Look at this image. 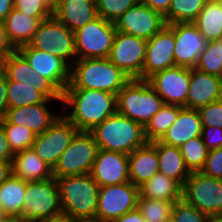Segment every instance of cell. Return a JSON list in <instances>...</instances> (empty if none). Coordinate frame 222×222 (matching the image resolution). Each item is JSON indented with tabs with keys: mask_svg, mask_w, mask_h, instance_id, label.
Returning <instances> with one entry per match:
<instances>
[{
	"mask_svg": "<svg viewBox=\"0 0 222 222\" xmlns=\"http://www.w3.org/2000/svg\"><path fill=\"white\" fill-rule=\"evenodd\" d=\"M7 105L9 108L60 100L62 93L46 78L36 73L18 51L6 60Z\"/></svg>",
	"mask_w": 222,
	"mask_h": 222,
	"instance_id": "6da1fadb",
	"label": "cell"
},
{
	"mask_svg": "<svg viewBox=\"0 0 222 222\" xmlns=\"http://www.w3.org/2000/svg\"><path fill=\"white\" fill-rule=\"evenodd\" d=\"M64 116L79 130L91 131L117 112V95L101 90L65 89L62 94Z\"/></svg>",
	"mask_w": 222,
	"mask_h": 222,
	"instance_id": "7a4b0ae2",
	"label": "cell"
},
{
	"mask_svg": "<svg viewBox=\"0 0 222 222\" xmlns=\"http://www.w3.org/2000/svg\"><path fill=\"white\" fill-rule=\"evenodd\" d=\"M129 80L108 57L80 59L71 65L70 82L66 89L101 90L117 95Z\"/></svg>",
	"mask_w": 222,
	"mask_h": 222,
	"instance_id": "3957f363",
	"label": "cell"
},
{
	"mask_svg": "<svg viewBox=\"0 0 222 222\" xmlns=\"http://www.w3.org/2000/svg\"><path fill=\"white\" fill-rule=\"evenodd\" d=\"M62 213L76 221L95 219L99 185L91 174L56 178Z\"/></svg>",
	"mask_w": 222,
	"mask_h": 222,
	"instance_id": "277c9868",
	"label": "cell"
},
{
	"mask_svg": "<svg viewBox=\"0 0 222 222\" xmlns=\"http://www.w3.org/2000/svg\"><path fill=\"white\" fill-rule=\"evenodd\" d=\"M89 132L100 149L126 155L147 143L144 127L118 112Z\"/></svg>",
	"mask_w": 222,
	"mask_h": 222,
	"instance_id": "5b68a950",
	"label": "cell"
},
{
	"mask_svg": "<svg viewBox=\"0 0 222 222\" xmlns=\"http://www.w3.org/2000/svg\"><path fill=\"white\" fill-rule=\"evenodd\" d=\"M163 105V99L148 80L130 79L117 93V112L143 127Z\"/></svg>",
	"mask_w": 222,
	"mask_h": 222,
	"instance_id": "8992f818",
	"label": "cell"
},
{
	"mask_svg": "<svg viewBox=\"0 0 222 222\" xmlns=\"http://www.w3.org/2000/svg\"><path fill=\"white\" fill-rule=\"evenodd\" d=\"M99 147L93 135L79 131L52 169L53 177L90 174Z\"/></svg>",
	"mask_w": 222,
	"mask_h": 222,
	"instance_id": "52a82bcc",
	"label": "cell"
},
{
	"mask_svg": "<svg viewBox=\"0 0 222 222\" xmlns=\"http://www.w3.org/2000/svg\"><path fill=\"white\" fill-rule=\"evenodd\" d=\"M182 199L209 217H222V179L191 172L182 186Z\"/></svg>",
	"mask_w": 222,
	"mask_h": 222,
	"instance_id": "ba28073f",
	"label": "cell"
},
{
	"mask_svg": "<svg viewBox=\"0 0 222 222\" xmlns=\"http://www.w3.org/2000/svg\"><path fill=\"white\" fill-rule=\"evenodd\" d=\"M22 217L38 221L62 214L56 178L26 182Z\"/></svg>",
	"mask_w": 222,
	"mask_h": 222,
	"instance_id": "9c48e42d",
	"label": "cell"
},
{
	"mask_svg": "<svg viewBox=\"0 0 222 222\" xmlns=\"http://www.w3.org/2000/svg\"><path fill=\"white\" fill-rule=\"evenodd\" d=\"M116 32L114 22L99 16L75 31L77 60L109 57Z\"/></svg>",
	"mask_w": 222,
	"mask_h": 222,
	"instance_id": "30bf717a",
	"label": "cell"
},
{
	"mask_svg": "<svg viewBox=\"0 0 222 222\" xmlns=\"http://www.w3.org/2000/svg\"><path fill=\"white\" fill-rule=\"evenodd\" d=\"M28 45L34 49L60 57L70 66L73 64L72 62L77 60L74 32L60 23L54 16L44 19L39 24ZM72 58L74 61H72Z\"/></svg>",
	"mask_w": 222,
	"mask_h": 222,
	"instance_id": "8fae6325",
	"label": "cell"
},
{
	"mask_svg": "<svg viewBox=\"0 0 222 222\" xmlns=\"http://www.w3.org/2000/svg\"><path fill=\"white\" fill-rule=\"evenodd\" d=\"M139 187L132 182L99 187L95 219L114 222L137 209Z\"/></svg>",
	"mask_w": 222,
	"mask_h": 222,
	"instance_id": "7c38bea8",
	"label": "cell"
},
{
	"mask_svg": "<svg viewBox=\"0 0 222 222\" xmlns=\"http://www.w3.org/2000/svg\"><path fill=\"white\" fill-rule=\"evenodd\" d=\"M79 130L62 114L43 133L36 135L32 149L52 169Z\"/></svg>",
	"mask_w": 222,
	"mask_h": 222,
	"instance_id": "4fadbf2b",
	"label": "cell"
},
{
	"mask_svg": "<svg viewBox=\"0 0 222 222\" xmlns=\"http://www.w3.org/2000/svg\"><path fill=\"white\" fill-rule=\"evenodd\" d=\"M147 40L117 31L109 60L130 79H142Z\"/></svg>",
	"mask_w": 222,
	"mask_h": 222,
	"instance_id": "5bb4252c",
	"label": "cell"
},
{
	"mask_svg": "<svg viewBox=\"0 0 222 222\" xmlns=\"http://www.w3.org/2000/svg\"><path fill=\"white\" fill-rule=\"evenodd\" d=\"M191 68L173 66L155 73L148 81L164 104L186 108Z\"/></svg>",
	"mask_w": 222,
	"mask_h": 222,
	"instance_id": "9a60e30c",
	"label": "cell"
},
{
	"mask_svg": "<svg viewBox=\"0 0 222 222\" xmlns=\"http://www.w3.org/2000/svg\"><path fill=\"white\" fill-rule=\"evenodd\" d=\"M117 31L143 38L151 39L166 26L163 16L148 7L137 3L122 14L115 22Z\"/></svg>",
	"mask_w": 222,
	"mask_h": 222,
	"instance_id": "2e32d148",
	"label": "cell"
},
{
	"mask_svg": "<svg viewBox=\"0 0 222 222\" xmlns=\"http://www.w3.org/2000/svg\"><path fill=\"white\" fill-rule=\"evenodd\" d=\"M30 67L48 79L62 94L70 82L71 66L62 58L30 47L28 44L17 49Z\"/></svg>",
	"mask_w": 222,
	"mask_h": 222,
	"instance_id": "e0dca14e",
	"label": "cell"
},
{
	"mask_svg": "<svg viewBox=\"0 0 222 222\" xmlns=\"http://www.w3.org/2000/svg\"><path fill=\"white\" fill-rule=\"evenodd\" d=\"M174 31L166 25L147 40L142 80H148L155 73L176 66L174 60Z\"/></svg>",
	"mask_w": 222,
	"mask_h": 222,
	"instance_id": "ac0fdd59",
	"label": "cell"
},
{
	"mask_svg": "<svg viewBox=\"0 0 222 222\" xmlns=\"http://www.w3.org/2000/svg\"><path fill=\"white\" fill-rule=\"evenodd\" d=\"M175 36L174 60L176 66L195 68L199 56L208 45V41L192 23H172L168 25Z\"/></svg>",
	"mask_w": 222,
	"mask_h": 222,
	"instance_id": "d6986e66",
	"label": "cell"
},
{
	"mask_svg": "<svg viewBox=\"0 0 222 222\" xmlns=\"http://www.w3.org/2000/svg\"><path fill=\"white\" fill-rule=\"evenodd\" d=\"M90 174L100 187L129 182L128 155L99 148Z\"/></svg>",
	"mask_w": 222,
	"mask_h": 222,
	"instance_id": "ffe728a7",
	"label": "cell"
},
{
	"mask_svg": "<svg viewBox=\"0 0 222 222\" xmlns=\"http://www.w3.org/2000/svg\"><path fill=\"white\" fill-rule=\"evenodd\" d=\"M222 99V78L191 68L186 108L198 110Z\"/></svg>",
	"mask_w": 222,
	"mask_h": 222,
	"instance_id": "44dd1931",
	"label": "cell"
},
{
	"mask_svg": "<svg viewBox=\"0 0 222 222\" xmlns=\"http://www.w3.org/2000/svg\"><path fill=\"white\" fill-rule=\"evenodd\" d=\"M53 16L72 32L98 17L95 0H53Z\"/></svg>",
	"mask_w": 222,
	"mask_h": 222,
	"instance_id": "7402d4cb",
	"label": "cell"
},
{
	"mask_svg": "<svg viewBox=\"0 0 222 222\" xmlns=\"http://www.w3.org/2000/svg\"><path fill=\"white\" fill-rule=\"evenodd\" d=\"M48 102L31 104L24 107L9 108L1 123H12L24 126L36 135L47 130L60 116L47 107Z\"/></svg>",
	"mask_w": 222,
	"mask_h": 222,
	"instance_id": "603a6c76",
	"label": "cell"
},
{
	"mask_svg": "<svg viewBox=\"0 0 222 222\" xmlns=\"http://www.w3.org/2000/svg\"><path fill=\"white\" fill-rule=\"evenodd\" d=\"M199 136H202V124L198 110L183 108L177 120L159 141L169 146L180 147Z\"/></svg>",
	"mask_w": 222,
	"mask_h": 222,
	"instance_id": "cb8c5ba5",
	"label": "cell"
},
{
	"mask_svg": "<svg viewBox=\"0 0 222 222\" xmlns=\"http://www.w3.org/2000/svg\"><path fill=\"white\" fill-rule=\"evenodd\" d=\"M129 179L135 186H140L159 172L156 147L147 142L128 155Z\"/></svg>",
	"mask_w": 222,
	"mask_h": 222,
	"instance_id": "d4e9b609",
	"label": "cell"
},
{
	"mask_svg": "<svg viewBox=\"0 0 222 222\" xmlns=\"http://www.w3.org/2000/svg\"><path fill=\"white\" fill-rule=\"evenodd\" d=\"M47 18L49 17H31L13 8L3 20L7 38L12 46L17 50L19 47L27 45L39 24Z\"/></svg>",
	"mask_w": 222,
	"mask_h": 222,
	"instance_id": "484cf974",
	"label": "cell"
},
{
	"mask_svg": "<svg viewBox=\"0 0 222 222\" xmlns=\"http://www.w3.org/2000/svg\"><path fill=\"white\" fill-rule=\"evenodd\" d=\"M13 175L29 181H42L53 177L52 168L32 149L15 153L12 160Z\"/></svg>",
	"mask_w": 222,
	"mask_h": 222,
	"instance_id": "4316f807",
	"label": "cell"
},
{
	"mask_svg": "<svg viewBox=\"0 0 222 222\" xmlns=\"http://www.w3.org/2000/svg\"><path fill=\"white\" fill-rule=\"evenodd\" d=\"M157 149L159 173L177 181L181 186L190 176L179 147L166 145L159 140L151 142Z\"/></svg>",
	"mask_w": 222,
	"mask_h": 222,
	"instance_id": "83f0119b",
	"label": "cell"
},
{
	"mask_svg": "<svg viewBox=\"0 0 222 222\" xmlns=\"http://www.w3.org/2000/svg\"><path fill=\"white\" fill-rule=\"evenodd\" d=\"M139 196L176 202L182 199V186L162 173H156L139 186Z\"/></svg>",
	"mask_w": 222,
	"mask_h": 222,
	"instance_id": "f1b7e54d",
	"label": "cell"
},
{
	"mask_svg": "<svg viewBox=\"0 0 222 222\" xmlns=\"http://www.w3.org/2000/svg\"><path fill=\"white\" fill-rule=\"evenodd\" d=\"M192 23L206 41L220 40L222 38V3L207 1Z\"/></svg>",
	"mask_w": 222,
	"mask_h": 222,
	"instance_id": "f546056e",
	"label": "cell"
},
{
	"mask_svg": "<svg viewBox=\"0 0 222 222\" xmlns=\"http://www.w3.org/2000/svg\"><path fill=\"white\" fill-rule=\"evenodd\" d=\"M26 181L13 174L0 184V203L9 217H22Z\"/></svg>",
	"mask_w": 222,
	"mask_h": 222,
	"instance_id": "4dcf8cb0",
	"label": "cell"
},
{
	"mask_svg": "<svg viewBox=\"0 0 222 222\" xmlns=\"http://www.w3.org/2000/svg\"><path fill=\"white\" fill-rule=\"evenodd\" d=\"M183 108L177 105L164 104L144 127L146 141L153 142L160 140L168 128L177 120L179 112Z\"/></svg>",
	"mask_w": 222,
	"mask_h": 222,
	"instance_id": "1f68e13d",
	"label": "cell"
},
{
	"mask_svg": "<svg viewBox=\"0 0 222 222\" xmlns=\"http://www.w3.org/2000/svg\"><path fill=\"white\" fill-rule=\"evenodd\" d=\"M206 2L207 0H171L168 12L163 16L165 24L193 22Z\"/></svg>",
	"mask_w": 222,
	"mask_h": 222,
	"instance_id": "d6a6232c",
	"label": "cell"
},
{
	"mask_svg": "<svg viewBox=\"0 0 222 222\" xmlns=\"http://www.w3.org/2000/svg\"><path fill=\"white\" fill-rule=\"evenodd\" d=\"M175 202L138 197V210L146 222H167L171 220Z\"/></svg>",
	"mask_w": 222,
	"mask_h": 222,
	"instance_id": "836d02e7",
	"label": "cell"
},
{
	"mask_svg": "<svg viewBox=\"0 0 222 222\" xmlns=\"http://www.w3.org/2000/svg\"><path fill=\"white\" fill-rule=\"evenodd\" d=\"M179 149L190 172H198L204 168L209 149L202 136L188 140Z\"/></svg>",
	"mask_w": 222,
	"mask_h": 222,
	"instance_id": "e575fe53",
	"label": "cell"
},
{
	"mask_svg": "<svg viewBox=\"0 0 222 222\" xmlns=\"http://www.w3.org/2000/svg\"><path fill=\"white\" fill-rule=\"evenodd\" d=\"M195 68L222 78V45L219 41L208 42L207 48L199 56Z\"/></svg>",
	"mask_w": 222,
	"mask_h": 222,
	"instance_id": "d590c367",
	"label": "cell"
},
{
	"mask_svg": "<svg viewBox=\"0 0 222 222\" xmlns=\"http://www.w3.org/2000/svg\"><path fill=\"white\" fill-rule=\"evenodd\" d=\"M12 152L18 153L32 147L36 134L30 129L12 123H2Z\"/></svg>",
	"mask_w": 222,
	"mask_h": 222,
	"instance_id": "8d00e7d4",
	"label": "cell"
},
{
	"mask_svg": "<svg viewBox=\"0 0 222 222\" xmlns=\"http://www.w3.org/2000/svg\"><path fill=\"white\" fill-rule=\"evenodd\" d=\"M97 15L104 20L115 22L129 8L135 6L138 0H95Z\"/></svg>",
	"mask_w": 222,
	"mask_h": 222,
	"instance_id": "74e56055",
	"label": "cell"
},
{
	"mask_svg": "<svg viewBox=\"0 0 222 222\" xmlns=\"http://www.w3.org/2000/svg\"><path fill=\"white\" fill-rule=\"evenodd\" d=\"M14 9L31 17H51L53 0H14Z\"/></svg>",
	"mask_w": 222,
	"mask_h": 222,
	"instance_id": "f35d334b",
	"label": "cell"
},
{
	"mask_svg": "<svg viewBox=\"0 0 222 222\" xmlns=\"http://www.w3.org/2000/svg\"><path fill=\"white\" fill-rule=\"evenodd\" d=\"M209 218L206 214L197 208L186 203L183 199L175 202L173 207L171 221L172 222H206Z\"/></svg>",
	"mask_w": 222,
	"mask_h": 222,
	"instance_id": "ab89813d",
	"label": "cell"
},
{
	"mask_svg": "<svg viewBox=\"0 0 222 222\" xmlns=\"http://www.w3.org/2000/svg\"><path fill=\"white\" fill-rule=\"evenodd\" d=\"M202 127H220L222 129V99L198 109Z\"/></svg>",
	"mask_w": 222,
	"mask_h": 222,
	"instance_id": "60d3db41",
	"label": "cell"
},
{
	"mask_svg": "<svg viewBox=\"0 0 222 222\" xmlns=\"http://www.w3.org/2000/svg\"><path fill=\"white\" fill-rule=\"evenodd\" d=\"M202 173L222 179V147L210 149Z\"/></svg>",
	"mask_w": 222,
	"mask_h": 222,
	"instance_id": "b9f144b4",
	"label": "cell"
},
{
	"mask_svg": "<svg viewBox=\"0 0 222 222\" xmlns=\"http://www.w3.org/2000/svg\"><path fill=\"white\" fill-rule=\"evenodd\" d=\"M202 139L207 148L222 147V129L220 127H202Z\"/></svg>",
	"mask_w": 222,
	"mask_h": 222,
	"instance_id": "7bdbcfd3",
	"label": "cell"
},
{
	"mask_svg": "<svg viewBox=\"0 0 222 222\" xmlns=\"http://www.w3.org/2000/svg\"><path fill=\"white\" fill-rule=\"evenodd\" d=\"M14 153L12 152L9 142L6 138L4 127L0 122V160L12 161Z\"/></svg>",
	"mask_w": 222,
	"mask_h": 222,
	"instance_id": "ee69618b",
	"label": "cell"
},
{
	"mask_svg": "<svg viewBox=\"0 0 222 222\" xmlns=\"http://www.w3.org/2000/svg\"><path fill=\"white\" fill-rule=\"evenodd\" d=\"M138 3L147 5L154 11L164 16L168 12L171 0H138Z\"/></svg>",
	"mask_w": 222,
	"mask_h": 222,
	"instance_id": "f6af8a7d",
	"label": "cell"
},
{
	"mask_svg": "<svg viewBox=\"0 0 222 222\" xmlns=\"http://www.w3.org/2000/svg\"><path fill=\"white\" fill-rule=\"evenodd\" d=\"M15 50L7 38L4 22L0 20V56H8Z\"/></svg>",
	"mask_w": 222,
	"mask_h": 222,
	"instance_id": "bcb514c9",
	"label": "cell"
},
{
	"mask_svg": "<svg viewBox=\"0 0 222 222\" xmlns=\"http://www.w3.org/2000/svg\"><path fill=\"white\" fill-rule=\"evenodd\" d=\"M8 110L6 76L0 79V122L5 118Z\"/></svg>",
	"mask_w": 222,
	"mask_h": 222,
	"instance_id": "7dc6e473",
	"label": "cell"
},
{
	"mask_svg": "<svg viewBox=\"0 0 222 222\" xmlns=\"http://www.w3.org/2000/svg\"><path fill=\"white\" fill-rule=\"evenodd\" d=\"M114 222H146L143 218L142 213L138 210H133L124 214L123 216L116 219Z\"/></svg>",
	"mask_w": 222,
	"mask_h": 222,
	"instance_id": "c3c4849f",
	"label": "cell"
},
{
	"mask_svg": "<svg viewBox=\"0 0 222 222\" xmlns=\"http://www.w3.org/2000/svg\"><path fill=\"white\" fill-rule=\"evenodd\" d=\"M13 174L12 161L0 160V184Z\"/></svg>",
	"mask_w": 222,
	"mask_h": 222,
	"instance_id": "681fc988",
	"label": "cell"
},
{
	"mask_svg": "<svg viewBox=\"0 0 222 222\" xmlns=\"http://www.w3.org/2000/svg\"><path fill=\"white\" fill-rule=\"evenodd\" d=\"M14 8V0H0V20H4Z\"/></svg>",
	"mask_w": 222,
	"mask_h": 222,
	"instance_id": "f907efd6",
	"label": "cell"
},
{
	"mask_svg": "<svg viewBox=\"0 0 222 222\" xmlns=\"http://www.w3.org/2000/svg\"><path fill=\"white\" fill-rule=\"evenodd\" d=\"M35 222H78V221L71 219L68 215L62 213L60 215L49 217L46 219H41Z\"/></svg>",
	"mask_w": 222,
	"mask_h": 222,
	"instance_id": "816d5d0a",
	"label": "cell"
},
{
	"mask_svg": "<svg viewBox=\"0 0 222 222\" xmlns=\"http://www.w3.org/2000/svg\"><path fill=\"white\" fill-rule=\"evenodd\" d=\"M7 57L8 56H0V79L5 77Z\"/></svg>",
	"mask_w": 222,
	"mask_h": 222,
	"instance_id": "f5cc1de1",
	"label": "cell"
},
{
	"mask_svg": "<svg viewBox=\"0 0 222 222\" xmlns=\"http://www.w3.org/2000/svg\"><path fill=\"white\" fill-rule=\"evenodd\" d=\"M4 222H35L29 219H25L23 217L20 216H13V217H8L6 220H4Z\"/></svg>",
	"mask_w": 222,
	"mask_h": 222,
	"instance_id": "db71d44e",
	"label": "cell"
},
{
	"mask_svg": "<svg viewBox=\"0 0 222 222\" xmlns=\"http://www.w3.org/2000/svg\"><path fill=\"white\" fill-rule=\"evenodd\" d=\"M9 216L5 213L3 205L0 203V220H6Z\"/></svg>",
	"mask_w": 222,
	"mask_h": 222,
	"instance_id": "11a10c76",
	"label": "cell"
},
{
	"mask_svg": "<svg viewBox=\"0 0 222 222\" xmlns=\"http://www.w3.org/2000/svg\"><path fill=\"white\" fill-rule=\"evenodd\" d=\"M206 222H222V217H209Z\"/></svg>",
	"mask_w": 222,
	"mask_h": 222,
	"instance_id": "9f6ffc18",
	"label": "cell"
},
{
	"mask_svg": "<svg viewBox=\"0 0 222 222\" xmlns=\"http://www.w3.org/2000/svg\"><path fill=\"white\" fill-rule=\"evenodd\" d=\"M78 222H105V221H100V220H96V219H89V220H80Z\"/></svg>",
	"mask_w": 222,
	"mask_h": 222,
	"instance_id": "6f0895ef",
	"label": "cell"
},
{
	"mask_svg": "<svg viewBox=\"0 0 222 222\" xmlns=\"http://www.w3.org/2000/svg\"><path fill=\"white\" fill-rule=\"evenodd\" d=\"M207 1H212V2H217V3H222V0H207Z\"/></svg>",
	"mask_w": 222,
	"mask_h": 222,
	"instance_id": "680465c9",
	"label": "cell"
}]
</instances>
